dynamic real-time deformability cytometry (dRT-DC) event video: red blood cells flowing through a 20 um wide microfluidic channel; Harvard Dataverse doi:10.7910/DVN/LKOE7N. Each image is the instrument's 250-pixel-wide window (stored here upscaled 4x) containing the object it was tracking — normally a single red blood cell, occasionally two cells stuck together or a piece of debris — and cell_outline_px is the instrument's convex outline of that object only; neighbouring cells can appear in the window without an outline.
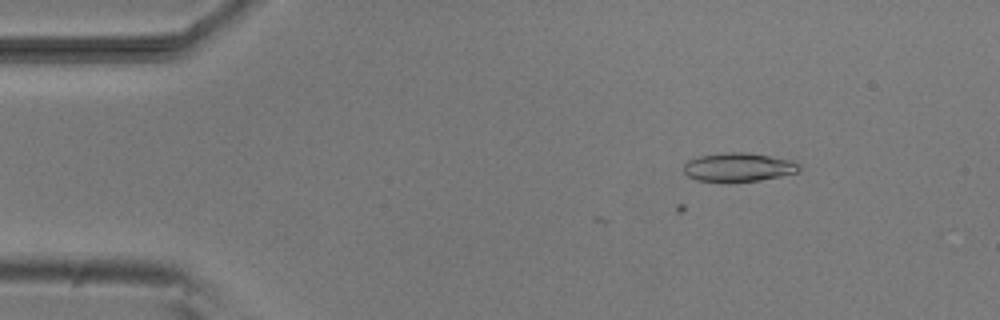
{"species": "common noctule bat (a hibernating species)", "species_latin": "Nyctalus noctula", "temperature_condition": "room temperature", "stored_images_in_passage": 7, "camera_frame_rate_fps": 3000, "um_per_image_px": 0.085, "animal": {"sex": "male", "body_mass_g": 20.5, "forearm_length_mm": 52.5}, "frame": {"image": 1, "passage_image": 7, "time_ms": 2.0, "image_size_px": [1000, 320], "cell_outline_px": [[800, 168], [796, 172], [780, 176], [760, 180], [728, 184], [696, 180], [688, 176], [684, 172], [684, 164], [688, 160], [700, 156], [724, 152], [744, 152], [792, 160], [800, 164]], "centroid_in_image_um": [62.72, 14.24], "position_along_channel_um": 22.3, "area_um2": 19.71}}